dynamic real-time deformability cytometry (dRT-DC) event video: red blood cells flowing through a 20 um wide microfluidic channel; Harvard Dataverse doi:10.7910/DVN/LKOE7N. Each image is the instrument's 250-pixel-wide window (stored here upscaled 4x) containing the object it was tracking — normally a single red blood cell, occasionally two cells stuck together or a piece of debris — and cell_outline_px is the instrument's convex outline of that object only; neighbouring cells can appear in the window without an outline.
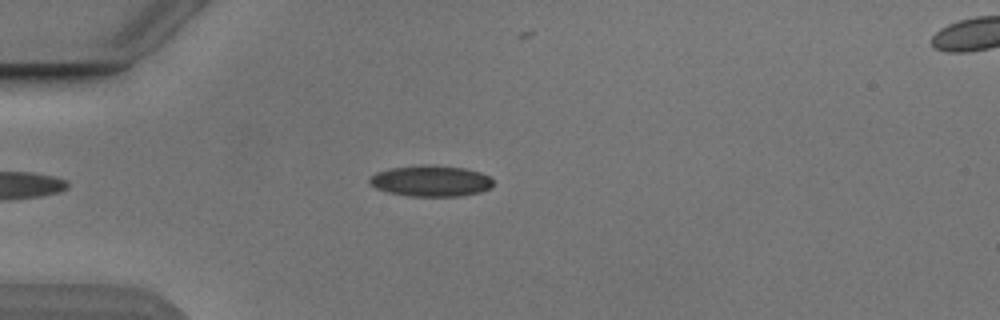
{"species": "Egyptian fruit bat (a non-hibernating species)", "species_latin": "Rousettus aegyptiacus", "temperature_condition": "cold", "stored_images_in_passage": 46, "camera_frame_rate_fps": 3000, "um_per_image_px": 0.085, "animal": {"sex": "male"}, "frame": {"image": 1, "passage_image": 8, "time_ms": 2.333, "image_size_px": [1000, 320], "cell_outline_px": [[492, 188], [480, 192], [460, 196], [408, 196], [388, 192], [376, 188], [368, 180], [376, 172], [388, 168], [420, 164], [432, 164], [464, 168], [480, 172], [488, 176], [492, 180]], "centroid_in_image_um": [36.62, 15.37], "position_along_channel_um": 48.4, "area_um2": 22.54}}
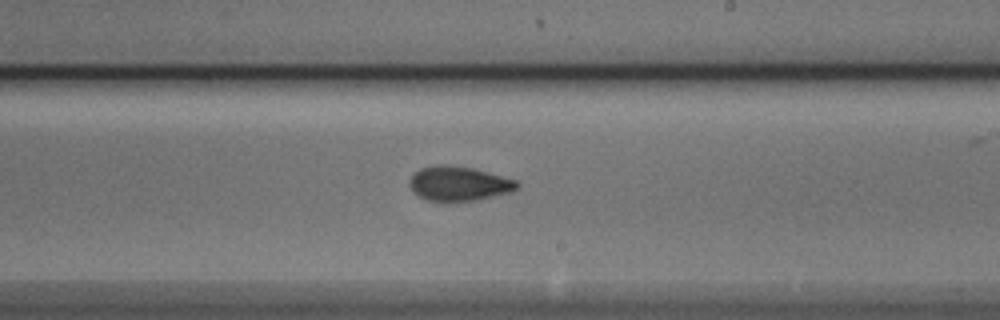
{"frame": {"image": 2, "passage_image": 25, "time_ms": 8.0, "image_size_px": [1000, 320], "cell_outline_px": [[520, 188], [512, 192], [476, 200], [452, 204], [448, 204], [424, 200], [412, 192], [408, 184], [408, 180], [420, 168], [472, 168], [516, 180], [520, 184]], "centroid_in_image_um": [39.01, 15.71], "position_along_channel_um": 250.0, "area_um2": 21.56}}
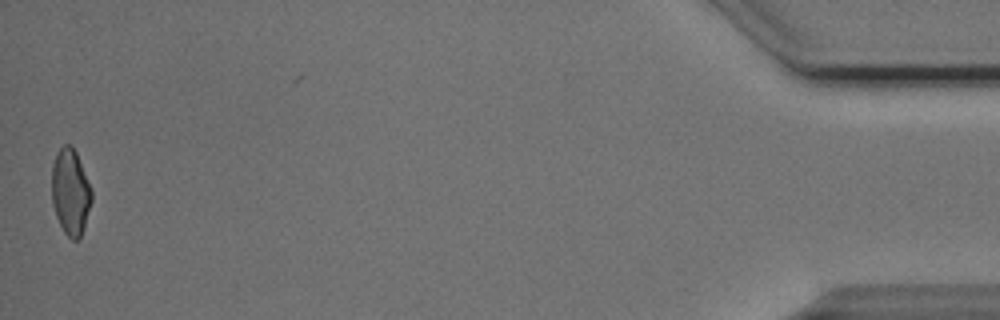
{"frame": {"image": 3, "passage_image": 46, "time_ms": 15.0, "image_size_px": [1000, 320], "cell_outline_px": [[92, 200], [84, 228], [80, 236], [76, 240], [72, 240], [64, 232], [56, 216], [52, 204], [52, 164], [56, 152], [64, 144], [72, 144], [76, 152], [92, 192]], "centroid_in_image_um": [5.97, 16.3], "position_along_channel_um": 429.2, "area_um2": 19.94}, "authors_computed_cell_mechanics": {"area_um2": 21.2993, "velocity_mm_per_s": 3.8707, "shape_relaxation_time_tau1_ms": 8.5766, "shape_relaxation_time_tau2_ms": 1.5581, "deformation_change_tau1": 0.178, "deformation_change_tau2": 0.0758}}